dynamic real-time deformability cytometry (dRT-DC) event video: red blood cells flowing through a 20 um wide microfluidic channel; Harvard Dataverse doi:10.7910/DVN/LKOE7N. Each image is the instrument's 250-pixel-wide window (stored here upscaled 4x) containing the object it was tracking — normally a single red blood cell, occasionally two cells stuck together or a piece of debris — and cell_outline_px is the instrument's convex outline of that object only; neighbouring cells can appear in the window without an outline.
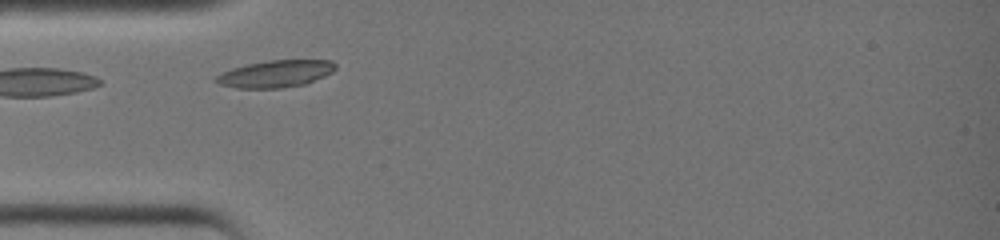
{"species": "common noctule bat (a hibernating species)", "species_latin": "Nyctalus noctula", "temperature_condition": "warm", "stored_images_in_passage": 22, "camera_frame_rate_fps": 3000, "um_per_image_px": 0.085, "animal": {"sex": "female", "body_mass_g": 19.0, "forearm_length_mm": 51.5}, "frame": {"image": 1, "passage_image": 1, "time_ms": 0.0, "image_size_px": [1000, 240], "cell_outline_px": [[336, 68], [332, 72], [324, 76], [304, 84], [280, 88], [236, 88], [220, 84], [212, 80], [216, 76], [232, 68], [248, 64], [268, 60], [332, 60], [336, 64]], "centroid_in_image_um": [23.42, 6.27], "position_along_channel_um": 61.6, "area_um2": 18.73}}
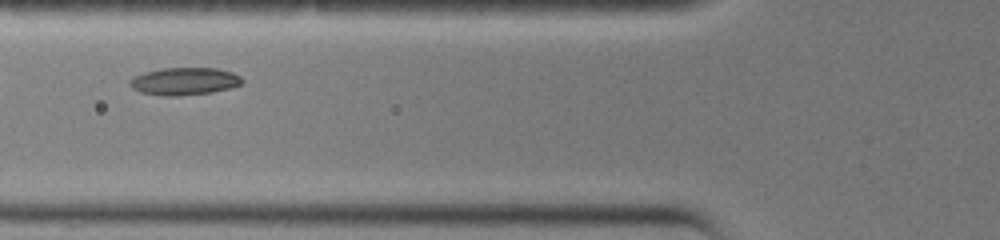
{"frame": {"image": 2, "passage_image": 4, "time_ms": 1.0, "image_size_px": [1000, 240], "cell_outline_px": [[244, 84], [212, 92], [180, 96], [160, 96], [140, 92], [132, 88], [128, 84], [128, 80], [132, 76], [160, 68], [216, 68], [232, 72], [240, 76], [244, 80]], "centroid_in_image_um": [15.65, 6.91], "position_along_channel_um": 110.2, "area_um2": 18.26}}